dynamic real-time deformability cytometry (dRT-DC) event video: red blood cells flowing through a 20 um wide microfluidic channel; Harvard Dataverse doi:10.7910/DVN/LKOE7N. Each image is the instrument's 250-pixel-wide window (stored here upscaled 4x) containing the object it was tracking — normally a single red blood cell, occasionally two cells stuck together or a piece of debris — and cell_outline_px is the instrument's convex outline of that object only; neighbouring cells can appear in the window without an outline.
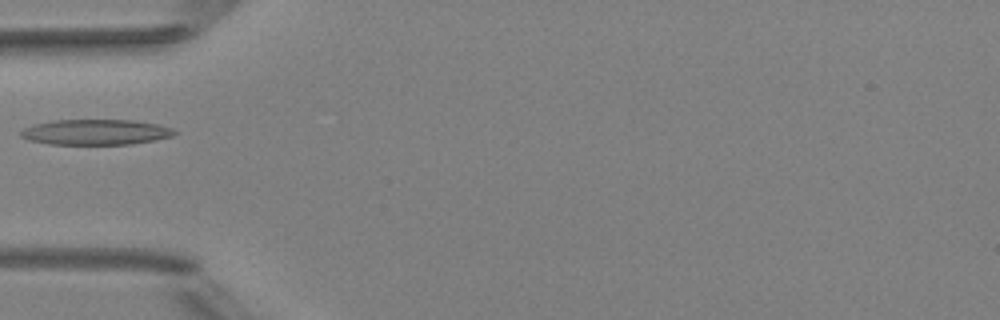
{"species": "Egyptian fruit bat (a non-hibernating species)", "species_latin": "Rousettus aegyptiacus", "temperature_condition": "room temperature", "stored_images_in_passage": 1, "camera_frame_rate_fps": 3000, "um_per_image_px": 0.085, "animal": {"sex": "female"}, "frame": {"image": 1, "passage_image": 1, "time_ms": 0.0, "image_size_px": [1000, 320], "cell_outline_px": [[176, 132], [172, 136], [132, 144], [48, 144], [28, 140], [20, 136], [20, 132], [24, 128], [32, 124], [52, 120], [132, 120], [156, 124], [172, 128]], "centroid_in_image_um": [8.07, 11.22], "position_along_channel_um": 76.9, "area_um2": 22.72}}